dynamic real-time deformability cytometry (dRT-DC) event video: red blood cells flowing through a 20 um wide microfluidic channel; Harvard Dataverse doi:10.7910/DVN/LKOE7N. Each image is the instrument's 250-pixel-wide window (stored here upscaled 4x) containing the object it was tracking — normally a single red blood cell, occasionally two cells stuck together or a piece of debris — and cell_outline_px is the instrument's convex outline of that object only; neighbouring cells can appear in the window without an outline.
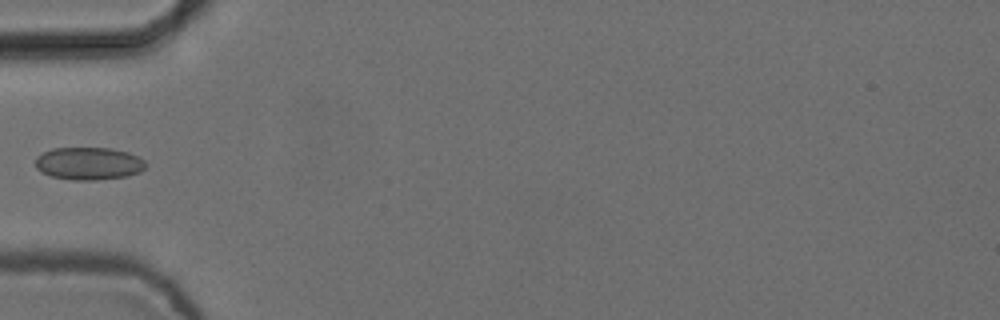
{"species": "common noctule bat (a hibernating species)", "species_latin": "Nyctalus noctula", "temperature_condition": "cold", "stored_images_in_passage": 6, "camera_frame_rate_fps": 3000, "um_per_image_px": 0.085, "animal": {"sex": "female", "body_mass_g": 24.6, "forearm_length_mm": 56.2}, "frame": {"image": 1, "passage_image": 5, "time_ms": 1.333, "image_size_px": [1000, 320], "cell_outline_px": [[148, 164], [140, 172], [128, 176], [96, 180], [72, 180], [52, 176], [36, 168], [36, 156], [52, 148], [112, 148], [128, 152], [144, 160]], "centroid_in_image_um": [7.57, 13.89], "position_along_channel_um": 77.4, "area_um2": 20.98}}
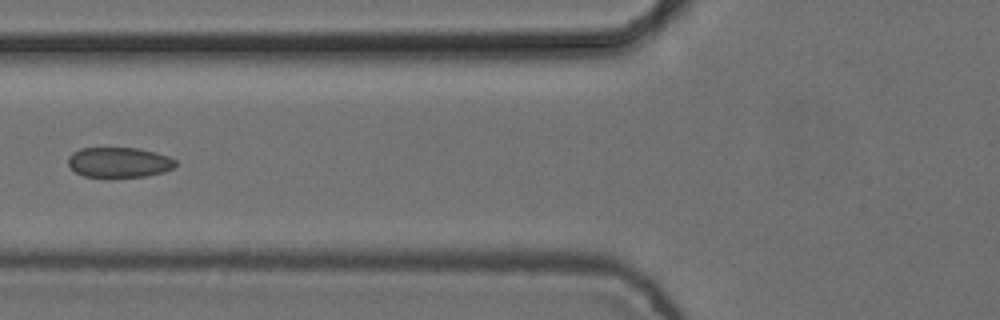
{"frame": {"image": 2, "passage_image": 6, "time_ms": 1.667, "image_size_px": [1000, 320], "cell_outline_px": [[176, 164], [172, 168], [164, 172], [144, 176], [112, 180], [104, 180], [84, 176], [76, 172], [68, 164], [68, 156], [72, 152], [80, 148], [136, 148], [156, 152], [168, 156], [176, 160]], "centroid_in_image_um": [10.08, 13.84], "position_along_channel_um": 115.7, "area_um2": 19.65}}